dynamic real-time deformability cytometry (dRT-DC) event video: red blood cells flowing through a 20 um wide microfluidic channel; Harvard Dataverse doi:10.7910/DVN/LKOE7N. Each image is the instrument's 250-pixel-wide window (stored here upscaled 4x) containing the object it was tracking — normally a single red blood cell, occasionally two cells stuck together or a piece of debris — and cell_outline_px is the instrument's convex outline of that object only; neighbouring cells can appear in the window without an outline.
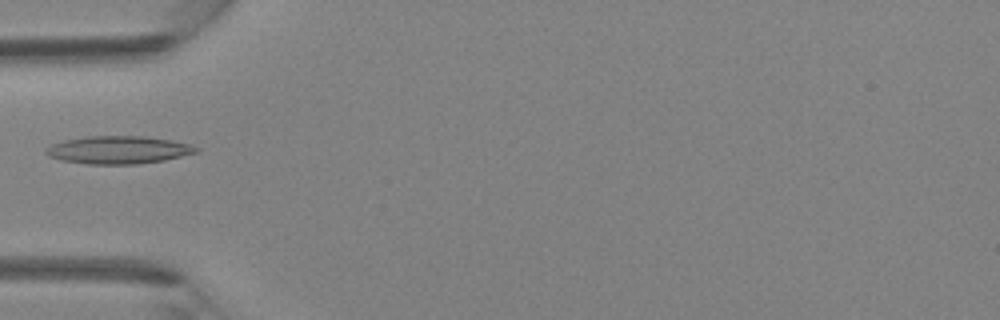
{"species": "Egyptian fruit bat (a non-hibernating species)", "species_latin": "Rousettus aegyptiacus", "temperature_condition": "room temperature", "stored_images_in_passage": 4, "camera_frame_rate_fps": 3000, "um_per_image_px": 0.085, "animal": {"sex": "female"}, "frame": {"image": 1, "passage_image": 4, "time_ms": 1.0, "image_size_px": [1000, 320], "cell_outline_px": [[200, 152], [164, 160], [136, 164], [88, 164], [60, 160], [48, 156], [44, 152], [44, 148], [52, 144], [64, 140], [88, 136], [144, 136], [192, 144], [200, 148]], "centroid_in_image_um": [10.06, 12.74], "position_along_channel_um": 74.9, "area_um2": 24.45}}